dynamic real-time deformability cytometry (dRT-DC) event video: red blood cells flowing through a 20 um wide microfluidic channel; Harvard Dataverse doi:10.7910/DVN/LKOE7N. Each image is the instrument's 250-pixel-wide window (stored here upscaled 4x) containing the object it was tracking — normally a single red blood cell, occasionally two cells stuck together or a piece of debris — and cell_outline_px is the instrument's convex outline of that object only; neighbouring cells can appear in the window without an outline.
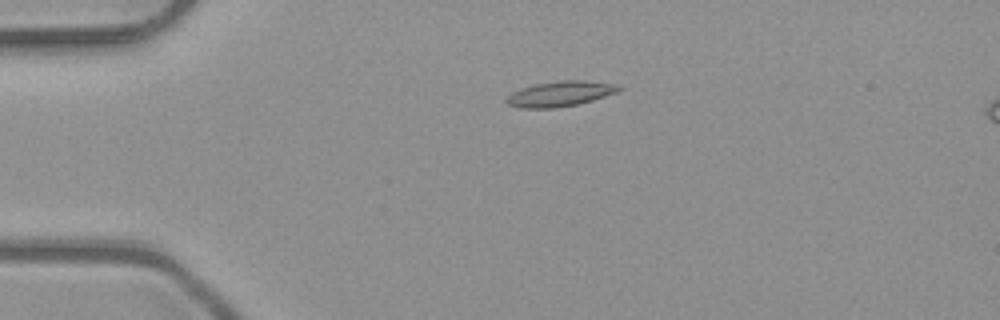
{"species": "common noctule bat (a hibernating species)", "species_latin": "Nyctalus noctula", "temperature_condition": "room temperature", "stored_images_in_passage": 5, "camera_frame_rate_fps": 3000, "um_per_image_px": 0.085, "animal": {"sex": "male", "body_mass_g": 23.1, "forearm_length_mm": 52.7}, "frame": {"image": 1, "passage_image": 4, "time_ms": 1.0, "image_size_px": [1000, 320], "cell_outline_px": [[624, 88], [616, 92], [592, 100], [576, 104], [556, 108], [520, 108], [508, 104], [504, 100], [512, 92], [520, 88], [536, 84], [564, 80], [584, 80], [616, 84]], "centroid_in_image_um": [47.59, 7.97], "position_along_channel_um": 37.4, "area_um2": 16.42}}